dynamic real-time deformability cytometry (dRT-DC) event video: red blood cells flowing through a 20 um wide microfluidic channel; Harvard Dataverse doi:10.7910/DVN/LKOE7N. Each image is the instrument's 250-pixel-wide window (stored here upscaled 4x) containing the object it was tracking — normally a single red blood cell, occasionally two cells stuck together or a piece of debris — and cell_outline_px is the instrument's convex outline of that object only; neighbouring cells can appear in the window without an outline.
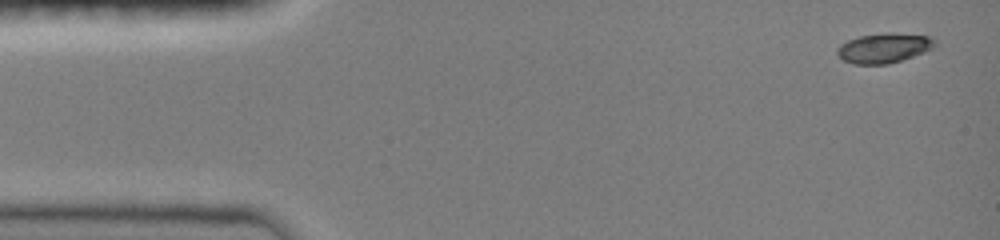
{"species": "common noctule bat (a hibernating species)", "species_latin": "Nyctalus noctula", "temperature_condition": "room temperature", "stored_images_in_passage": 63, "camera_frame_rate_fps": 3000, "um_per_image_px": 0.085, "animal": {"sex": "female", "body_mass_g": 19.0, "forearm_length_mm": 51.5}, "frame": {"image": 1, "passage_image": 1, "time_ms": 0.0, "image_size_px": [1000, 240], "cell_outline_px": [[936, 44], [932, 48], [924, 52], [888, 64], [852, 64], [844, 60], [836, 52], [836, 48], [840, 44], [848, 40], [860, 36], [888, 32], [892, 32], [932, 36], [936, 40]], "centroid_in_image_um": [75.14, 4.06], "position_along_channel_um": 9.9, "area_um2": 16.99}}
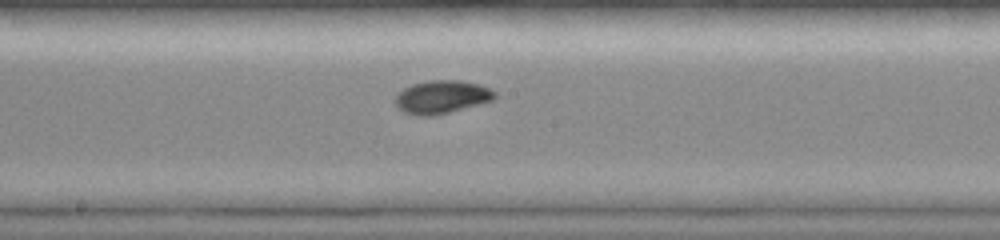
{"frame": {"image": 2, "passage_image": 35, "time_ms": 7.667, "image_size_px": [1000, 240], "cell_outline_px": [[496, 96], [492, 100], [448, 112], [432, 116], [416, 116], [404, 112], [396, 108], [396, 96], [404, 88], [412, 84], [428, 80], [460, 80], [480, 84], [496, 92]], "centroid_in_image_um": [37.52, 8.23], "position_along_channel_um": 210.7, "area_um2": 19.07}}
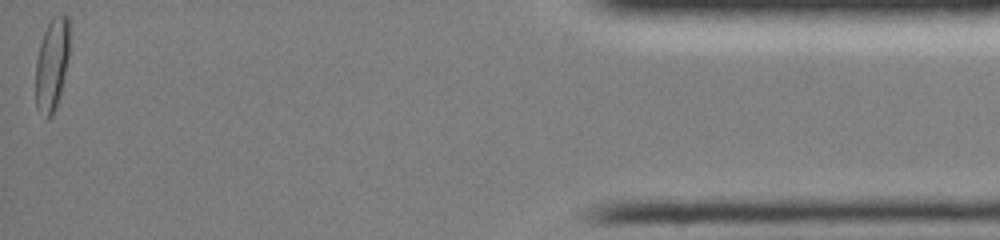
{"frame": {"image": 3, "passage_image": 63, "time_ms": 15.0, "image_size_px": [1000, 240], "cell_outline_px": [[68, 60], [60, 92], [52, 116], [48, 120], [44, 120], [36, 108], [36, 60], [40, 44], [44, 32], [52, 16], [68, 16]], "centroid_in_image_um": [4.38, 5.54], "position_along_channel_um": 430.8, "area_um2": 18.03}, "authors_computed_cell_mechanics": {"area_um2": 17.918, "velocity_mm_per_s": 4.0485, "shape_relaxation_time_tau1_ms": 4.7835, "shape_relaxation_time_tau2_ms": 1.2976, "deformation_change_tau1": 0.1829, "deformation_change_tau2": 0.036}}